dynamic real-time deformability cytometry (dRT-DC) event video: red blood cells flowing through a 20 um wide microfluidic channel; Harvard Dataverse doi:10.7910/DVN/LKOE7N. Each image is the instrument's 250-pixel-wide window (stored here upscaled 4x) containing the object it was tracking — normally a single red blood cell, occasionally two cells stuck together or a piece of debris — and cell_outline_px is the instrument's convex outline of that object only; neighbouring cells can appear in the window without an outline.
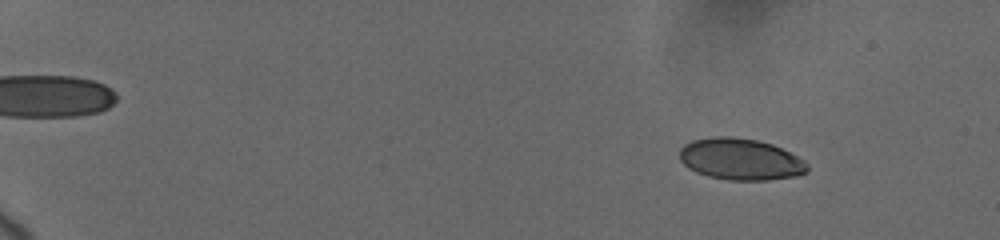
{"species": "human", "species_latin": "Homo sapiens", "temperature_condition": "cold", "stored_images_in_passage": 57, "camera_frame_rate_fps": 3000, "um_per_image_px": 0.085, "donor": {"sex": "female"}, "frame": {"image": 1, "passage_image": 5, "time_ms": 2.0, "image_size_px": [1000, 240], "cell_outline_px": [[808, 172], [796, 176], [768, 180], [728, 180], [708, 176], [696, 172], [688, 168], [680, 160], [680, 148], [684, 144], [692, 140], [716, 136], [732, 136], [756, 140], [772, 144], [804, 160], [808, 164]], "centroid_in_image_um": [62.93, 13.54], "position_along_channel_um": 22.1, "area_um2": 30.98}}
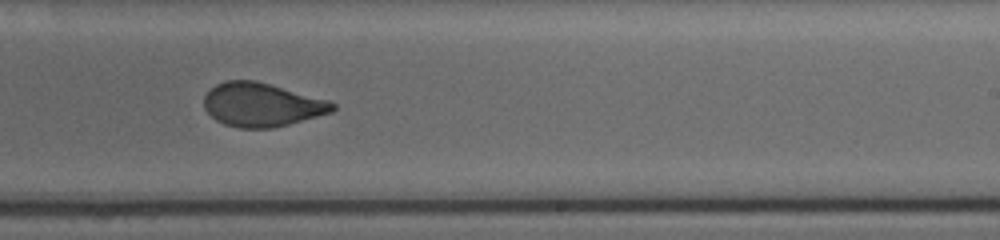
{"frame": {"image": 2, "passage_image": 30, "time_ms": 12.667, "image_size_px": [1000, 240], "cell_outline_px": [[336, 108], [332, 112], [288, 124], [272, 128], [240, 128], [224, 124], [216, 120], [204, 108], [204, 96], [216, 84], [228, 80], [256, 80], [328, 100], [336, 104]], "centroid_in_image_um": [22.24, 8.9], "position_along_channel_um": 266.8, "area_um2": 32.54}}
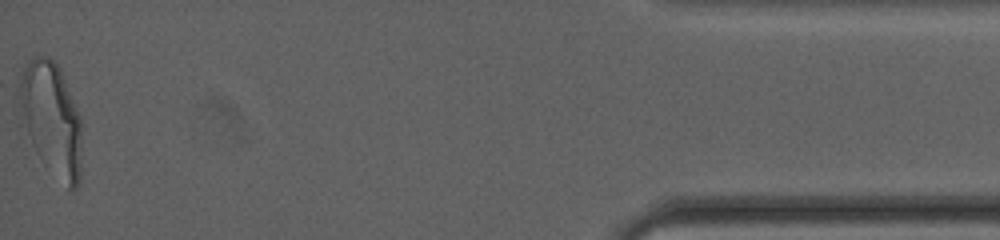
{"frame": {"image": 3, "passage_image": 56, "time_ms": 19.0, "image_size_px": [1000, 240], "cell_outline_px": [[80, 184], [72, 192], [68, 188], [36, 152], [28, 132], [20, 104], [20, 84], [24, 68], [28, 60], [36, 56], [48, 56], [60, 68], [80, 116]], "centroid_in_image_um": [4.41, 10.08], "position_along_channel_um": 430.8, "area_um2": 39.77}, "authors_computed_cell_mechanics": {"area_um2": 33.524, "velocity_mm_per_s": 3.6784, "shape_relaxation_time_tau1_ms": 8.3112, "shape_relaxation_time_tau2_ms": null, "deformation_change_tau1": 0.2, "deformation_change_tau2": null}}